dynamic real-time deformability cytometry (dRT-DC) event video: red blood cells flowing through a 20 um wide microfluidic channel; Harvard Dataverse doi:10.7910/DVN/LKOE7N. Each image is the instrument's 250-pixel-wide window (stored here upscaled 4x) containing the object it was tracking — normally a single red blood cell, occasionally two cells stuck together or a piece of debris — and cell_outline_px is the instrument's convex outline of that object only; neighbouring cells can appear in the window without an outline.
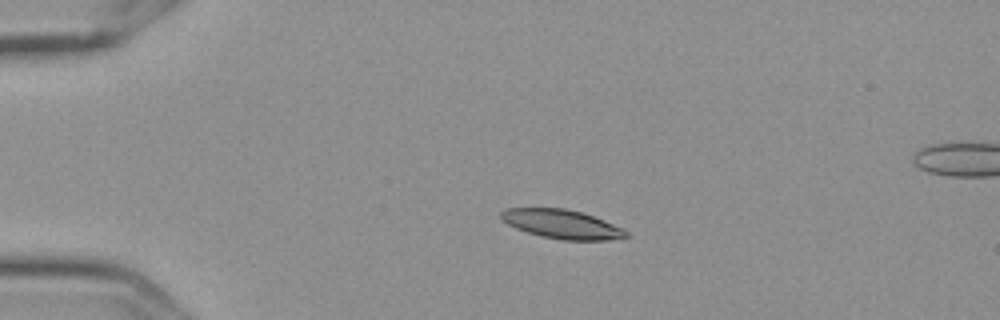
{"species": "Egyptian fruit bat (a non-hibernating species)", "species_latin": "Rousettus aegyptiacus", "temperature_condition": "cold", "stored_images_in_passage": 7, "camera_frame_rate_fps": 3000, "um_per_image_px": 0.085, "frame": {"image": 1, "passage_image": 4, "time_ms": 1.0, "image_size_px": [1000, 320], "cell_outline_px": [[628, 236], [608, 240], [560, 240], [540, 236], [516, 228], [500, 220], [500, 212], [504, 208], [564, 208], [584, 212], [624, 228], [628, 232]], "centroid_in_image_um": [47.75, 19.04], "position_along_channel_um": 37.3, "area_um2": 21.33}}
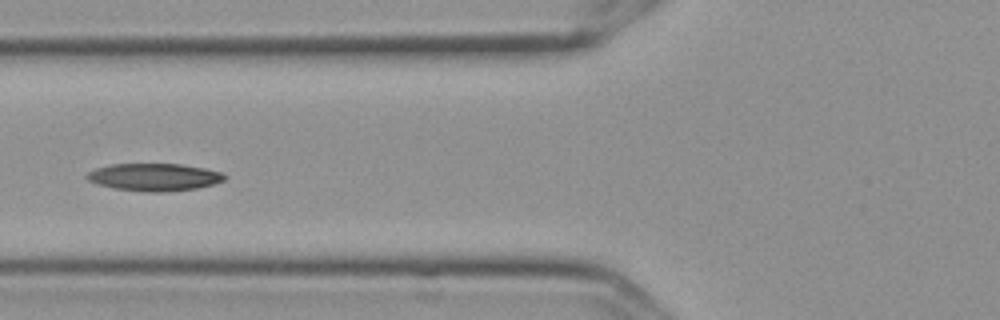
{"frame": {"image": 2, "passage_image": 7, "time_ms": 2.0, "image_size_px": [1000, 320], "cell_outline_px": [[228, 176], [224, 180], [212, 184], [196, 188], [164, 192], [148, 192], [116, 188], [100, 184], [88, 180], [84, 176], [88, 172], [96, 168], [112, 164], [180, 164], [204, 168], [224, 172]], "centroid_in_image_um": [13.14, 15.04], "position_along_channel_um": 112.7, "area_um2": 21.91}}